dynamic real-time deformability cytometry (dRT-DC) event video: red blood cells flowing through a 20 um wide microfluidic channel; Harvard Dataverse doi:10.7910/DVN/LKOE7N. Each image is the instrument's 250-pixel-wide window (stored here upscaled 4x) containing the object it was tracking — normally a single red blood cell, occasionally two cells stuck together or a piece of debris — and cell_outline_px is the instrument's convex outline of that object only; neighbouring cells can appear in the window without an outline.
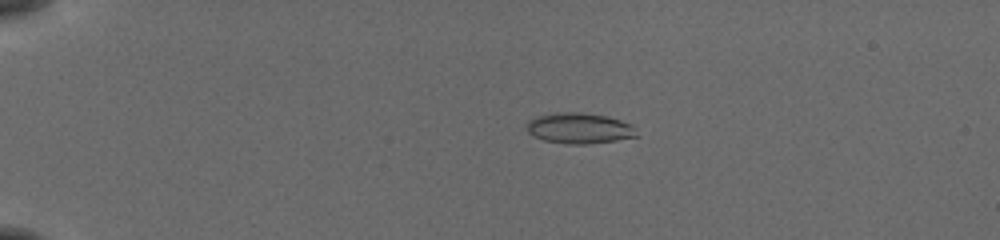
{"species": "common noctule bat (a hibernating species)", "species_latin": "Nyctalus noctula", "temperature_condition": "cold", "stored_images_in_passage": 43, "camera_frame_rate_fps": 3000, "um_per_image_px": 0.085, "animal": {"sex": "female", "body_mass_g": 19.5, "forearm_length_mm": 54.1}, "frame": {"image": 1, "passage_image": 1, "time_ms": 0.0, "image_size_px": [1000, 240], "cell_outline_px": [[640, 136], [616, 140], [588, 144], [568, 144], [544, 140], [532, 136], [528, 132], [528, 120], [536, 116], [556, 112], [580, 112], [608, 116], [632, 124]], "centroid_in_image_um": [49.26, 10.89], "position_along_channel_um": 35.7, "area_um2": 19.83}}
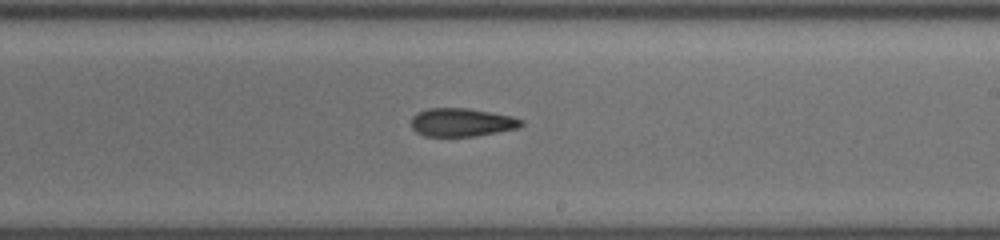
{"frame": {"image": 2, "passage_image": 23, "time_ms": 7.333, "image_size_px": [1000, 240], "cell_outline_px": [[524, 124], [520, 128], [476, 136], [424, 136], [416, 132], [412, 128], [412, 116], [416, 112], [428, 108], [468, 108], [492, 112], [512, 116], [524, 120]], "centroid_in_image_um": [39.27, 10.39], "position_along_channel_um": 249.7, "area_um2": 18.38}}
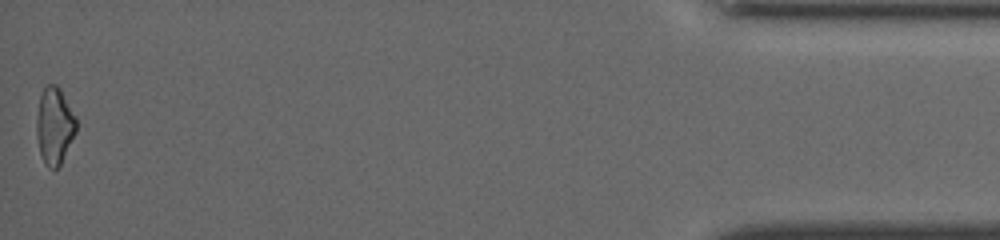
{"frame": {"image": 3, "passage_image": 43, "time_ms": 14.0, "image_size_px": [1000, 240], "cell_outline_px": [[76, 132], [60, 164], [56, 168], [48, 168], [44, 164], [40, 152], [36, 136], [36, 120], [40, 96], [44, 88], [48, 84], [56, 84], [60, 88], [76, 116]], "centroid_in_image_um": [4.62, 10.68], "position_along_channel_um": 430.6, "area_um2": 17.74}, "authors_computed_cell_mechanics": {"area_um2": 18.3226, "velocity_mm_per_s": 3.8788, "shape_relaxation_time_tau1_ms": 6.9465, "shape_relaxation_time_tau2_ms": 5.6768, "deformation_change_tau1": 0.1723, "deformation_change_tau2": 0.1563}}